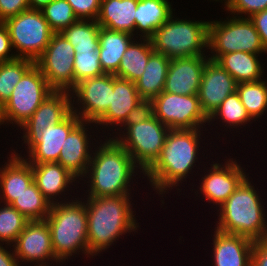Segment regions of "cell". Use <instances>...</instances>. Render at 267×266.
Returning a JSON list of instances; mask_svg holds the SVG:
<instances>
[{
  "label": "cell",
  "instance_id": "cell-12",
  "mask_svg": "<svg viewBox=\"0 0 267 266\" xmlns=\"http://www.w3.org/2000/svg\"><path fill=\"white\" fill-rule=\"evenodd\" d=\"M147 109L169 129H207L209 122L198 94L177 95L163 91L147 104Z\"/></svg>",
  "mask_w": 267,
  "mask_h": 266
},
{
  "label": "cell",
  "instance_id": "cell-43",
  "mask_svg": "<svg viewBox=\"0 0 267 266\" xmlns=\"http://www.w3.org/2000/svg\"><path fill=\"white\" fill-rule=\"evenodd\" d=\"M249 19L254 23L267 54V9L254 13Z\"/></svg>",
  "mask_w": 267,
  "mask_h": 266
},
{
  "label": "cell",
  "instance_id": "cell-14",
  "mask_svg": "<svg viewBox=\"0 0 267 266\" xmlns=\"http://www.w3.org/2000/svg\"><path fill=\"white\" fill-rule=\"evenodd\" d=\"M72 112L71 94L69 91H53L48 97L40 104L38 109L33 115L24 122L18 129L17 133L20 132L22 135L18 136V141L21 138V147L25 148V151L20 150L18 153V144L16 149H13L10 145V152L17 157L24 156L36 143L39 142L42 137V129H45L49 124H59ZM22 131V132H21ZM25 144V145H24ZM17 150V151H16Z\"/></svg>",
  "mask_w": 267,
  "mask_h": 266
},
{
  "label": "cell",
  "instance_id": "cell-19",
  "mask_svg": "<svg viewBox=\"0 0 267 266\" xmlns=\"http://www.w3.org/2000/svg\"><path fill=\"white\" fill-rule=\"evenodd\" d=\"M31 165L37 188L51 204L69 201L79 196L78 193L80 191L77 188H79L80 181L60 163L51 162ZM75 189L77 193L74 192ZM72 192L73 195L75 194L74 196L71 195Z\"/></svg>",
  "mask_w": 267,
  "mask_h": 266
},
{
  "label": "cell",
  "instance_id": "cell-10",
  "mask_svg": "<svg viewBox=\"0 0 267 266\" xmlns=\"http://www.w3.org/2000/svg\"><path fill=\"white\" fill-rule=\"evenodd\" d=\"M17 58L36 61L55 33L41 10L28 9L4 21Z\"/></svg>",
  "mask_w": 267,
  "mask_h": 266
},
{
  "label": "cell",
  "instance_id": "cell-31",
  "mask_svg": "<svg viewBox=\"0 0 267 266\" xmlns=\"http://www.w3.org/2000/svg\"><path fill=\"white\" fill-rule=\"evenodd\" d=\"M153 52L151 39L135 38L123 54L118 70L114 75L135 82L142 76Z\"/></svg>",
  "mask_w": 267,
  "mask_h": 266
},
{
  "label": "cell",
  "instance_id": "cell-41",
  "mask_svg": "<svg viewBox=\"0 0 267 266\" xmlns=\"http://www.w3.org/2000/svg\"><path fill=\"white\" fill-rule=\"evenodd\" d=\"M28 9L29 0H0V21L4 22Z\"/></svg>",
  "mask_w": 267,
  "mask_h": 266
},
{
  "label": "cell",
  "instance_id": "cell-45",
  "mask_svg": "<svg viewBox=\"0 0 267 266\" xmlns=\"http://www.w3.org/2000/svg\"><path fill=\"white\" fill-rule=\"evenodd\" d=\"M0 266H21L12 245L0 244Z\"/></svg>",
  "mask_w": 267,
  "mask_h": 266
},
{
  "label": "cell",
  "instance_id": "cell-23",
  "mask_svg": "<svg viewBox=\"0 0 267 266\" xmlns=\"http://www.w3.org/2000/svg\"><path fill=\"white\" fill-rule=\"evenodd\" d=\"M210 251L213 266H251L254 241L237 234H229L213 229Z\"/></svg>",
  "mask_w": 267,
  "mask_h": 266
},
{
  "label": "cell",
  "instance_id": "cell-6",
  "mask_svg": "<svg viewBox=\"0 0 267 266\" xmlns=\"http://www.w3.org/2000/svg\"><path fill=\"white\" fill-rule=\"evenodd\" d=\"M209 22L181 18L173 13L150 38L154 52L169 59L208 56Z\"/></svg>",
  "mask_w": 267,
  "mask_h": 266
},
{
  "label": "cell",
  "instance_id": "cell-25",
  "mask_svg": "<svg viewBox=\"0 0 267 266\" xmlns=\"http://www.w3.org/2000/svg\"><path fill=\"white\" fill-rule=\"evenodd\" d=\"M266 54H254L248 52H232L220 55L215 61L224 68L237 83L256 82L265 78L263 64ZM263 60V61H262Z\"/></svg>",
  "mask_w": 267,
  "mask_h": 266
},
{
  "label": "cell",
  "instance_id": "cell-47",
  "mask_svg": "<svg viewBox=\"0 0 267 266\" xmlns=\"http://www.w3.org/2000/svg\"><path fill=\"white\" fill-rule=\"evenodd\" d=\"M3 125V126H2ZM6 127V120H5V117H4V105L0 102V128L2 129Z\"/></svg>",
  "mask_w": 267,
  "mask_h": 266
},
{
  "label": "cell",
  "instance_id": "cell-27",
  "mask_svg": "<svg viewBox=\"0 0 267 266\" xmlns=\"http://www.w3.org/2000/svg\"><path fill=\"white\" fill-rule=\"evenodd\" d=\"M138 0H101L96 21L100 27L135 36V19Z\"/></svg>",
  "mask_w": 267,
  "mask_h": 266
},
{
  "label": "cell",
  "instance_id": "cell-35",
  "mask_svg": "<svg viewBox=\"0 0 267 266\" xmlns=\"http://www.w3.org/2000/svg\"><path fill=\"white\" fill-rule=\"evenodd\" d=\"M34 64V61L24 58L0 62V102L3 105L10 99L19 80Z\"/></svg>",
  "mask_w": 267,
  "mask_h": 266
},
{
  "label": "cell",
  "instance_id": "cell-34",
  "mask_svg": "<svg viewBox=\"0 0 267 266\" xmlns=\"http://www.w3.org/2000/svg\"><path fill=\"white\" fill-rule=\"evenodd\" d=\"M30 221L45 220L51 203L43 196L35 182L29 185L11 204Z\"/></svg>",
  "mask_w": 267,
  "mask_h": 266
},
{
  "label": "cell",
  "instance_id": "cell-46",
  "mask_svg": "<svg viewBox=\"0 0 267 266\" xmlns=\"http://www.w3.org/2000/svg\"><path fill=\"white\" fill-rule=\"evenodd\" d=\"M53 0H29L30 9L41 10L44 6L48 5Z\"/></svg>",
  "mask_w": 267,
  "mask_h": 266
},
{
  "label": "cell",
  "instance_id": "cell-22",
  "mask_svg": "<svg viewBox=\"0 0 267 266\" xmlns=\"http://www.w3.org/2000/svg\"><path fill=\"white\" fill-rule=\"evenodd\" d=\"M82 120L72 111L59 124H49L42 129V137L24 156L29 164L58 162L62 145L69 133Z\"/></svg>",
  "mask_w": 267,
  "mask_h": 266
},
{
  "label": "cell",
  "instance_id": "cell-13",
  "mask_svg": "<svg viewBox=\"0 0 267 266\" xmlns=\"http://www.w3.org/2000/svg\"><path fill=\"white\" fill-rule=\"evenodd\" d=\"M146 109L147 103L138 94L135 82L113 74L110 106L95 125L102 137H113L130 119L142 114Z\"/></svg>",
  "mask_w": 267,
  "mask_h": 266
},
{
  "label": "cell",
  "instance_id": "cell-30",
  "mask_svg": "<svg viewBox=\"0 0 267 266\" xmlns=\"http://www.w3.org/2000/svg\"><path fill=\"white\" fill-rule=\"evenodd\" d=\"M170 60L161 53L153 52L142 76L135 81L138 94L147 104L164 91Z\"/></svg>",
  "mask_w": 267,
  "mask_h": 266
},
{
  "label": "cell",
  "instance_id": "cell-4",
  "mask_svg": "<svg viewBox=\"0 0 267 266\" xmlns=\"http://www.w3.org/2000/svg\"><path fill=\"white\" fill-rule=\"evenodd\" d=\"M251 179V180H250ZM249 175L215 212V229L260 241L267 238V206ZM256 188H255V186Z\"/></svg>",
  "mask_w": 267,
  "mask_h": 266
},
{
  "label": "cell",
  "instance_id": "cell-2",
  "mask_svg": "<svg viewBox=\"0 0 267 266\" xmlns=\"http://www.w3.org/2000/svg\"><path fill=\"white\" fill-rule=\"evenodd\" d=\"M143 175L131 155L113 137H102L93 149L87 172L79 182L82 184L79 191H85L81 194L86 197L135 196L131 191L138 187L136 179L144 180ZM83 185L87 186L86 190Z\"/></svg>",
  "mask_w": 267,
  "mask_h": 266
},
{
  "label": "cell",
  "instance_id": "cell-29",
  "mask_svg": "<svg viewBox=\"0 0 267 266\" xmlns=\"http://www.w3.org/2000/svg\"><path fill=\"white\" fill-rule=\"evenodd\" d=\"M136 37L131 33L100 27L99 59L105 73L114 74L127 47Z\"/></svg>",
  "mask_w": 267,
  "mask_h": 266
},
{
  "label": "cell",
  "instance_id": "cell-38",
  "mask_svg": "<svg viewBox=\"0 0 267 266\" xmlns=\"http://www.w3.org/2000/svg\"><path fill=\"white\" fill-rule=\"evenodd\" d=\"M105 74L103 71L99 51H75L74 55V80L76 84L85 79Z\"/></svg>",
  "mask_w": 267,
  "mask_h": 266
},
{
  "label": "cell",
  "instance_id": "cell-16",
  "mask_svg": "<svg viewBox=\"0 0 267 266\" xmlns=\"http://www.w3.org/2000/svg\"><path fill=\"white\" fill-rule=\"evenodd\" d=\"M113 74L85 79L70 91L72 111L82 120L95 123L109 108Z\"/></svg>",
  "mask_w": 267,
  "mask_h": 266
},
{
  "label": "cell",
  "instance_id": "cell-24",
  "mask_svg": "<svg viewBox=\"0 0 267 266\" xmlns=\"http://www.w3.org/2000/svg\"><path fill=\"white\" fill-rule=\"evenodd\" d=\"M7 153V161L3 160L4 164H0V202L11 204L34 182V176L32 165L23 157Z\"/></svg>",
  "mask_w": 267,
  "mask_h": 266
},
{
  "label": "cell",
  "instance_id": "cell-5",
  "mask_svg": "<svg viewBox=\"0 0 267 266\" xmlns=\"http://www.w3.org/2000/svg\"><path fill=\"white\" fill-rule=\"evenodd\" d=\"M79 196L51 204L45 219L50 229L55 257L62 266L71 259L73 262V258L78 255L87 259L89 257L86 202L82 195Z\"/></svg>",
  "mask_w": 267,
  "mask_h": 266
},
{
  "label": "cell",
  "instance_id": "cell-37",
  "mask_svg": "<svg viewBox=\"0 0 267 266\" xmlns=\"http://www.w3.org/2000/svg\"><path fill=\"white\" fill-rule=\"evenodd\" d=\"M41 12L55 33H60L78 20L66 0H53L44 6Z\"/></svg>",
  "mask_w": 267,
  "mask_h": 266
},
{
  "label": "cell",
  "instance_id": "cell-9",
  "mask_svg": "<svg viewBox=\"0 0 267 266\" xmlns=\"http://www.w3.org/2000/svg\"><path fill=\"white\" fill-rule=\"evenodd\" d=\"M231 157L233 156H229L228 158L224 155V163L222 160L219 161V157L217 158V162L215 160L210 163V160L209 162L206 160L210 167H206L208 165L205 164L203 166L204 168H202L203 170L200 171L203 173H198L201 177H199L198 185L190 182V187H192L190 191L194 193L193 195L195 196L193 197L195 201L198 198L200 200V196L203 195L201 201L203 202L204 199V202H208L209 205L212 204L210 208H215L214 210L216 211L236 190L240 183L251 174L246 172L248 168L246 169L241 166L243 164L239 161L240 159ZM194 185H197V189H193L195 187Z\"/></svg>",
  "mask_w": 267,
  "mask_h": 266
},
{
  "label": "cell",
  "instance_id": "cell-3",
  "mask_svg": "<svg viewBox=\"0 0 267 266\" xmlns=\"http://www.w3.org/2000/svg\"><path fill=\"white\" fill-rule=\"evenodd\" d=\"M82 197L86 199L90 259L102 256L122 236L123 239L124 235H131L133 232L136 235L141 228L136 218L138 216L134 210L136 207L132 195Z\"/></svg>",
  "mask_w": 267,
  "mask_h": 266
},
{
  "label": "cell",
  "instance_id": "cell-36",
  "mask_svg": "<svg viewBox=\"0 0 267 266\" xmlns=\"http://www.w3.org/2000/svg\"><path fill=\"white\" fill-rule=\"evenodd\" d=\"M0 206V244L13 245L30 220L10 204Z\"/></svg>",
  "mask_w": 267,
  "mask_h": 266
},
{
  "label": "cell",
  "instance_id": "cell-1",
  "mask_svg": "<svg viewBox=\"0 0 267 266\" xmlns=\"http://www.w3.org/2000/svg\"><path fill=\"white\" fill-rule=\"evenodd\" d=\"M207 131H209V129L169 130L159 157L143 175L144 179L146 178V181H148L146 183L147 186L150 185V188H152L151 190L158 194V197L160 196L161 208L166 204L164 197L166 198L168 193L174 189L177 190V193L181 192L182 188L180 185L184 187L185 185L182 183L185 181L187 185L188 178L190 180L193 179L194 182L195 180L192 177L194 172L196 173L194 176H199L197 173L199 170H202V166L206 163L201 159L204 157L205 159H208L209 155V152L208 154L205 153L207 152L205 146H201V142L205 139L207 141V138H205L206 134H204ZM201 149L204 150L202 151ZM201 153L204 155L202 156ZM205 154L207 156H205ZM196 163L199 164L197 165Z\"/></svg>",
  "mask_w": 267,
  "mask_h": 266
},
{
  "label": "cell",
  "instance_id": "cell-21",
  "mask_svg": "<svg viewBox=\"0 0 267 266\" xmlns=\"http://www.w3.org/2000/svg\"><path fill=\"white\" fill-rule=\"evenodd\" d=\"M208 56H191L170 60L164 92L177 95L198 94Z\"/></svg>",
  "mask_w": 267,
  "mask_h": 266
},
{
  "label": "cell",
  "instance_id": "cell-26",
  "mask_svg": "<svg viewBox=\"0 0 267 266\" xmlns=\"http://www.w3.org/2000/svg\"><path fill=\"white\" fill-rule=\"evenodd\" d=\"M173 0H138L135 19V37L151 38L175 12Z\"/></svg>",
  "mask_w": 267,
  "mask_h": 266
},
{
  "label": "cell",
  "instance_id": "cell-39",
  "mask_svg": "<svg viewBox=\"0 0 267 266\" xmlns=\"http://www.w3.org/2000/svg\"><path fill=\"white\" fill-rule=\"evenodd\" d=\"M223 9L227 15L250 18L254 13L267 9V0H227Z\"/></svg>",
  "mask_w": 267,
  "mask_h": 266
},
{
  "label": "cell",
  "instance_id": "cell-11",
  "mask_svg": "<svg viewBox=\"0 0 267 266\" xmlns=\"http://www.w3.org/2000/svg\"><path fill=\"white\" fill-rule=\"evenodd\" d=\"M53 91L40 69L34 64L19 80L10 99L4 104L6 128H17L14 132L18 130Z\"/></svg>",
  "mask_w": 267,
  "mask_h": 266
},
{
  "label": "cell",
  "instance_id": "cell-17",
  "mask_svg": "<svg viewBox=\"0 0 267 266\" xmlns=\"http://www.w3.org/2000/svg\"><path fill=\"white\" fill-rule=\"evenodd\" d=\"M12 246L21 266L62 265L55 257L46 220L29 221Z\"/></svg>",
  "mask_w": 267,
  "mask_h": 266
},
{
  "label": "cell",
  "instance_id": "cell-28",
  "mask_svg": "<svg viewBox=\"0 0 267 266\" xmlns=\"http://www.w3.org/2000/svg\"><path fill=\"white\" fill-rule=\"evenodd\" d=\"M208 121L209 122H208V127L207 128H210L211 125L214 127L219 123L218 124L219 127H222V128H219V129H221L222 132L224 131V132H226L228 134V132L230 133L231 131L232 132L234 131V133H232V132L230 133V134H232V137L233 136L234 137L235 136H237V137L239 136L240 137L239 134H243V133H240V132H243L246 129L247 126H248L247 128H250V126H252V124L255 122L250 117V115L247 113L244 105L242 104V102H241V100L239 98V95H238L237 91H235L234 93L230 94L220 104V106L208 118ZM215 121H217V122H215ZM223 127H224V130H222ZM241 128H242V130H241ZM235 131H236V133L239 132L238 135L235 134Z\"/></svg>",
  "mask_w": 267,
  "mask_h": 266
},
{
  "label": "cell",
  "instance_id": "cell-48",
  "mask_svg": "<svg viewBox=\"0 0 267 266\" xmlns=\"http://www.w3.org/2000/svg\"><path fill=\"white\" fill-rule=\"evenodd\" d=\"M208 2L210 1H212V2H214V4L216 3V2H220V4L222 3V5L220 6L221 8L227 3V0H207Z\"/></svg>",
  "mask_w": 267,
  "mask_h": 266
},
{
  "label": "cell",
  "instance_id": "cell-44",
  "mask_svg": "<svg viewBox=\"0 0 267 266\" xmlns=\"http://www.w3.org/2000/svg\"><path fill=\"white\" fill-rule=\"evenodd\" d=\"M251 266H267V238L254 241Z\"/></svg>",
  "mask_w": 267,
  "mask_h": 266
},
{
  "label": "cell",
  "instance_id": "cell-20",
  "mask_svg": "<svg viewBox=\"0 0 267 266\" xmlns=\"http://www.w3.org/2000/svg\"><path fill=\"white\" fill-rule=\"evenodd\" d=\"M236 89L235 79L216 61L209 59L205 64L198 91L202 111L209 118Z\"/></svg>",
  "mask_w": 267,
  "mask_h": 266
},
{
  "label": "cell",
  "instance_id": "cell-18",
  "mask_svg": "<svg viewBox=\"0 0 267 266\" xmlns=\"http://www.w3.org/2000/svg\"><path fill=\"white\" fill-rule=\"evenodd\" d=\"M97 131L98 128L95 123L81 121L69 133L64 145H62L57 163H60L79 181L87 172L95 144L102 138Z\"/></svg>",
  "mask_w": 267,
  "mask_h": 266
},
{
  "label": "cell",
  "instance_id": "cell-33",
  "mask_svg": "<svg viewBox=\"0 0 267 266\" xmlns=\"http://www.w3.org/2000/svg\"><path fill=\"white\" fill-rule=\"evenodd\" d=\"M60 33L70 42L75 51L99 49L100 25L96 20L78 19Z\"/></svg>",
  "mask_w": 267,
  "mask_h": 266
},
{
  "label": "cell",
  "instance_id": "cell-8",
  "mask_svg": "<svg viewBox=\"0 0 267 266\" xmlns=\"http://www.w3.org/2000/svg\"><path fill=\"white\" fill-rule=\"evenodd\" d=\"M209 22L208 57L215 61L232 52L265 54L261 38L249 18L226 15Z\"/></svg>",
  "mask_w": 267,
  "mask_h": 266
},
{
  "label": "cell",
  "instance_id": "cell-7",
  "mask_svg": "<svg viewBox=\"0 0 267 266\" xmlns=\"http://www.w3.org/2000/svg\"><path fill=\"white\" fill-rule=\"evenodd\" d=\"M169 130L168 126L146 109L130 119L113 138L145 172L159 157Z\"/></svg>",
  "mask_w": 267,
  "mask_h": 266
},
{
  "label": "cell",
  "instance_id": "cell-40",
  "mask_svg": "<svg viewBox=\"0 0 267 266\" xmlns=\"http://www.w3.org/2000/svg\"><path fill=\"white\" fill-rule=\"evenodd\" d=\"M75 16L81 20H96L100 11L101 0H66Z\"/></svg>",
  "mask_w": 267,
  "mask_h": 266
},
{
  "label": "cell",
  "instance_id": "cell-32",
  "mask_svg": "<svg viewBox=\"0 0 267 266\" xmlns=\"http://www.w3.org/2000/svg\"><path fill=\"white\" fill-rule=\"evenodd\" d=\"M267 77L256 82L237 83V93L247 113L256 122L267 115Z\"/></svg>",
  "mask_w": 267,
  "mask_h": 266
},
{
  "label": "cell",
  "instance_id": "cell-42",
  "mask_svg": "<svg viewBox=\"0 0 267 266\" xmlns=\"http://www.w3.org/2000/svg\"><path fill=\"white\" fill-rule=\"evenodd\" d=\"M11 38L4 22L0 21V62L16 59Z\"/></svg>",
  "mask_w": 267,
  "mask_h": 266
},
{
  "label": "cell",
  "instance_id": "cell-15",
  "mask_svg": "<svg viewBox=\"0 0 267 266\" xmlns=\"http://www.w3.org/2000/svg\"><path fill=\"white\" fill-rule=\"evenodd\" d=\"M74 55L75 49L70 42L61 33H54L45 51L35 61L53 90L70 92L76 86Z\"/></svg>",
  "mask_w": 267,
  "mask_h": 266
}]
</instances>
